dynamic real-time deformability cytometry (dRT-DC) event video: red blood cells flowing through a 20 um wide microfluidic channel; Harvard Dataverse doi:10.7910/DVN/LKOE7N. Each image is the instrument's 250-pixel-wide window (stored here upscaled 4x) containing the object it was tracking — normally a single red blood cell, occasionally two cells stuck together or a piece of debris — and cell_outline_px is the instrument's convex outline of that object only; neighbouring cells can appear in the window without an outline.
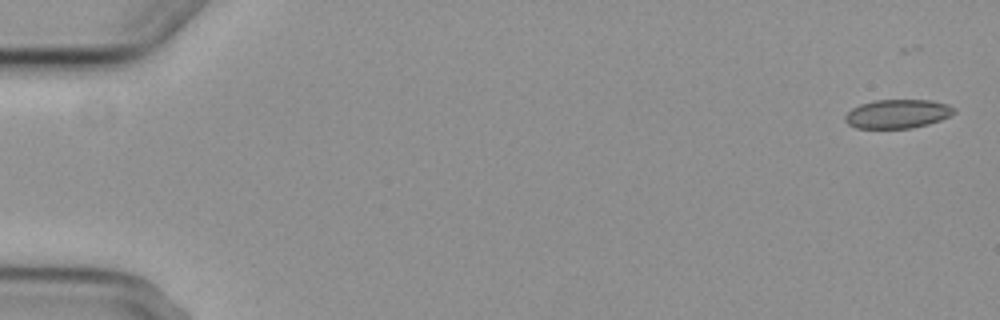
{"species": "common noctule bat (a hibernating species)", "species_latin": "Nyctalus noctula", "temperature_condition": "cold", "stored_images_in_passage": 5, "camera_frame_rate_fps": 3000, "um_per_image_px": 0.085, "animal": {"sex": "female", "body_mass_g": 29.2, "forearm_length_mm": 56.3}, "frame": {"image": 1, "passage_image": 1, "time_ms": 0.0, "image_size_px": [1000, 320], "cell_outline_px": [[956, 112], [940, 120], [928, 124], [912, 128], [856, 128], [848, 124], [844, 120], [844, 116], [852, 108], [860, 104], [876, 100], [932, 100], [948, 104], [956, 108]], "centroid_in_image_um": [76.3, 9.67], "position_along_channel_um": 8.7, "area_um2": 18.38}}